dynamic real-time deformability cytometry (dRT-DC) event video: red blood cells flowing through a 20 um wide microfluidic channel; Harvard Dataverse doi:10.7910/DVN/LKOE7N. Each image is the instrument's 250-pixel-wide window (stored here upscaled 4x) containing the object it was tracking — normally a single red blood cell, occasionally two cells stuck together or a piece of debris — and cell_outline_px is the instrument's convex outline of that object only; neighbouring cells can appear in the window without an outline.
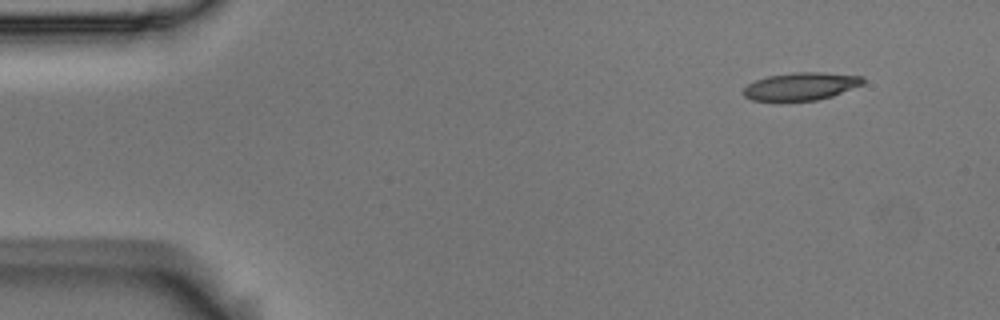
{"species": "Egyptian fruit bat (a non-hibernating species)", "species_latin": "Rousettus aegyptiacus", "temperature_condition": "room temperature", "stored_images_in_passage": 4, "camera_frame_rate_fps": 3000, "um_per_image_px": 0.085, "animal": {"sex": "male"}, "frame": {"image": 1, "passage_image": 1, "time_ms": 0.0, "image_size_px": [1000, 320], "cell_outline_px": [[864, 84], [832, 96], [816, 100], [780, 104], [752, 100], [744, 96], [744, 88], [748, 84], [756, 80], [768, 76], [792, 72], [820, 72], [864, 76]], "centroid_in_image_um": [68.04, 7.38], "position_along_channel_um": 17.0, "area_um2": 20.06}}
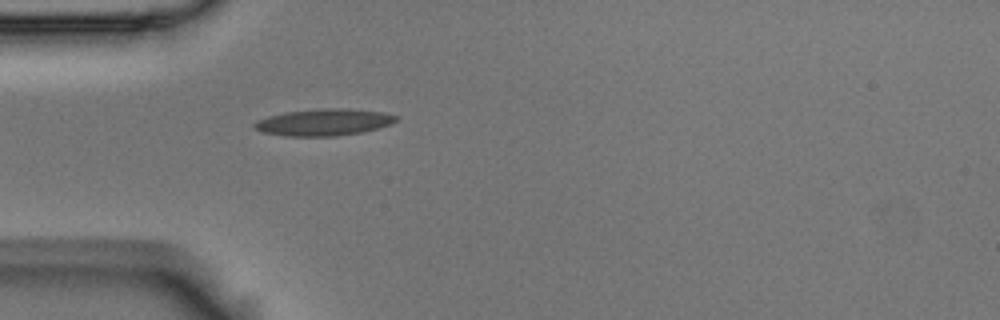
{"frame": {"image": 2, "passage_image": 4, "time_ms": 1.0, "image_size_px": [1000, 320], "cell_outline_px": [[400, 116], [396, 120], [388, 124], [364, 132], [336, 136], [284, 136], [260, 132], [252, 128], [252, 124], [256, 120], [268, 116], [284, 112], [324, 108], [344, 108], [384, 112]], "centroid_in_image_um": [27.46, 10.39], "position_along_channel_um": 57.5, "area_um2": 22.31}}